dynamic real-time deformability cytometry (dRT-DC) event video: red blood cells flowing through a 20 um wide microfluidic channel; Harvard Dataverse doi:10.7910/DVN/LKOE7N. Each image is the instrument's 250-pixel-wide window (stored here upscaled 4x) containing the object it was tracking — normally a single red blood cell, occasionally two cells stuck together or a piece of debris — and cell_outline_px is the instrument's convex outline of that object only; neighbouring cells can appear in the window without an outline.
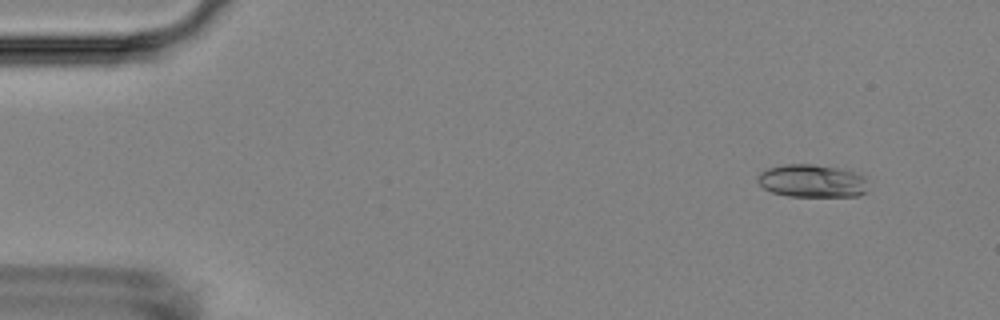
{"species": "Egyptian fruit bat (a non-hibernating species)", "species_latin": "Rousettus aegyptiacus", "temperature_condition": "room temperature", "stored_images_in_passage": 56, "camera_frame_rate_fps": 3000, "um_per_image_px": 0.085, "animal": {"sex": "female"}, "frame": {"image": 1, "passage_image": 5, "time_ms": 1.333, "image_size_px": [1000, 320], "cell_outline_px": [[864, 192], [860, 196], [788, 196], [772, 192], [764, 188], [756, 180], [756, 176], [760, 172], [768, 168], [784, 164], [812, 164], [840, 168], [864, 176]], "centroid_in_image_um": [68.95, 15.37], "position_along_channel_um": 16.1, "area_um2": 20.98}}
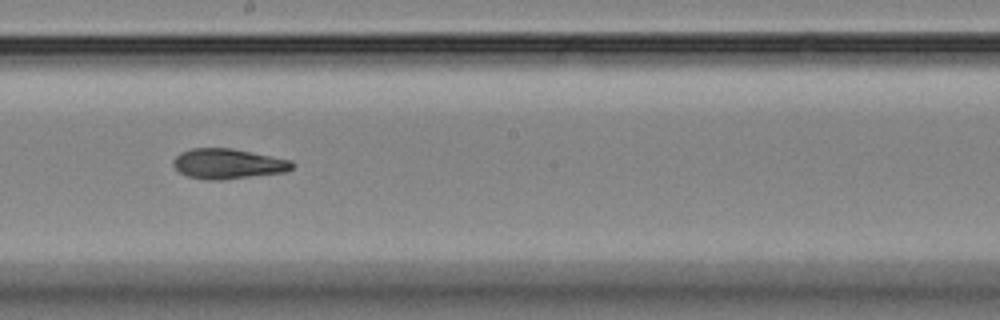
{"frame": {"image": 2, "passage_image": 31, "time_ms": 10.0, "image_size_px": [1000, 320], "cell_outline_px": [[296, 164], [288, 172], [220, 180], [204, 180], [188, 176], [180, 172], [172, 164], [172, 160], [180, 152], [192, 148], [232, 148], [292, 160]], "centroid_in_image_um": [19.4, 13.92], "position_along_channel_um": 228.8, "area_um2": 21.1}}
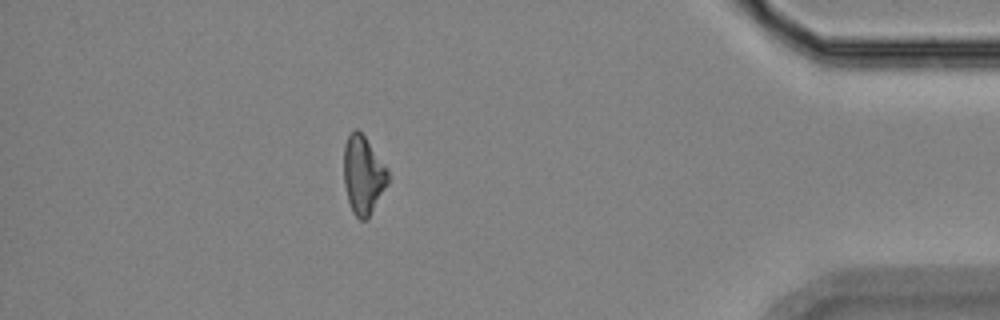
{"frame": {"image": 3, "passage_image": 49, "time_ms": 16.0, "image_size_px": [1000, 320], "cell_outline_px": [[388, 184], [368, 216], [364, 220], [360, 220], [352, 212], [348, 200], [344, 184], [344, 144], [348, 136], [356, 128], [364, 136], [388, 168]], "centroid_in_image_um": [30.86, 14.86], "position_along_channel_um": 404.3, "area_um2": 19.88}}